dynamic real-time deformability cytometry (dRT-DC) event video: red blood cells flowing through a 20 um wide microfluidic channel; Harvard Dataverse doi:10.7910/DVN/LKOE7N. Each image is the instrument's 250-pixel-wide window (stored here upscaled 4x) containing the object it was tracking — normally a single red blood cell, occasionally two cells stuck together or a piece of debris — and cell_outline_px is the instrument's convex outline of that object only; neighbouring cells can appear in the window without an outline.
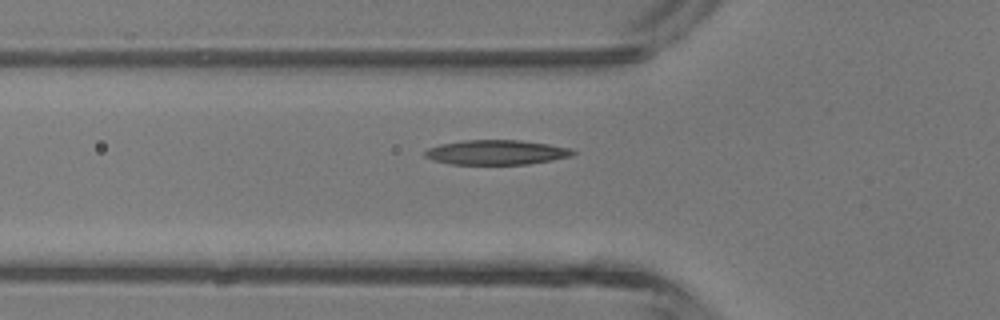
{"species": "common noctule bat (a hibernating species)", "species_latin": "Nyctalus noctula", "temperature_condition": "room temperature", "stored_images_in_passage": 5, "camera_frame_rate_fps": 3000, "um_per_image_px": 0.085, "animal": {"sex": "male", "body_mass_g": 13.3}, "frame": {"image": 1, "passage_image": 5, "time_ms": 4.333, "image_size_px": [1000, 320], "cell_outline_px": [[576, 152], [572, 156], [552, 160], [528, 164], [448, 164], [432, 160], [424, 156], [424, 152], [428, 148], [440, 144], [464, 140], [520, 140], [548, 144], [572, 148]], "centroid_in_image_um": [42.19, 12.95], "position_along_channel_um": 83.6, "area_um2": 21.39}}